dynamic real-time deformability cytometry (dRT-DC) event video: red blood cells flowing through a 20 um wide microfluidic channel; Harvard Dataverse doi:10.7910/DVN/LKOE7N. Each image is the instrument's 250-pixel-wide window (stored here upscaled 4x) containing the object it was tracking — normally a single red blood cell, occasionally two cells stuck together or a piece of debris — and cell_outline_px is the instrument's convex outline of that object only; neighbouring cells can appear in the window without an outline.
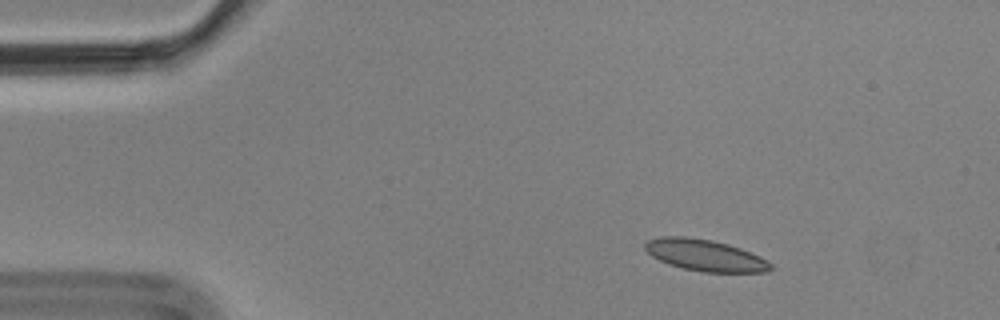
{"species": "Egyptian fruit bat (a non-hibernating species)", "species_latin": "Rousettus aegyptiacus", "temperature_condition": "cold", "stored_images_in_passage": 6, "camera_frame_rate_fps": 3000, "um_per_image_px": 0.085, "animal": {"sex": "male"}, "frame": {"image": 1, "passage_image": 2, "time_ms": 0.333, "image_size_px": [1000, 320], "cell_outline_px": [[772, 268], [768, 272], [704, 272], [684, 268], [668, 264], [652, 256], [644, 248], [644, 244], [648, 240], [660, 236], [684, 236], [712, 240], [728, 244], [740, 248], [760, 256], [768, 260], [772, 264]], "centroid_in_image_um": [59.94, 21.69], "position_along_channel_um": 25.1, "area_um2": 23.06}}